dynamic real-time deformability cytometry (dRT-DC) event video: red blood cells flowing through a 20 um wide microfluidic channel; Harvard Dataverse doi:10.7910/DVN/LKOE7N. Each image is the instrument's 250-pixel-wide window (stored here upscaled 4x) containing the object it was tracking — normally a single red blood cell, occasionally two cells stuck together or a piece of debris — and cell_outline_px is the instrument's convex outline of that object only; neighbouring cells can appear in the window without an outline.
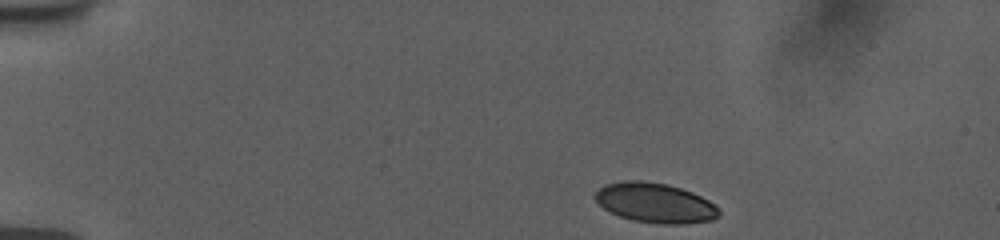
{"species": "human", "species_latin": "Homo sapiens", "temperature_condition": "room temperature", "stored_images_in_passage": 47, "camera_frame_rate_fps": 3000, "um_per_image_px": 0.085, "donor": {"sex": "female"}, "frame": {"image": 1, "passage_image": 1, "time_ms": 0.0, "image_size_px": [1000, 240], "cell_outline_px": [[720, 216], [712, 220], [684, 224], [656, 224], [632, 220], [620, 216], [604, 208], [592, 196], [604, 184], [624, 180], [640, 180], [668, 184], [692, 192], [716, 204], [720, 208]], "centroid_in_image_um": [55.71, 17.24], "position_along_channel_um": 29.3, "area_um2": 28.96}}
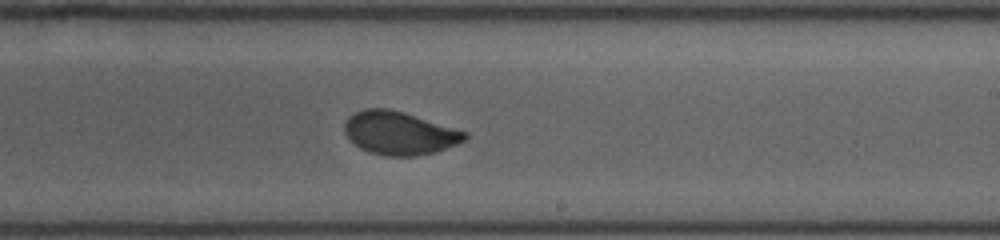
{"frame": {"image": 2, "passage_image": 26, "time_ms": 8.333, "image_size_px": [1000, 240], "cell_outline_px": [[468, 136], [464, 140], [456, 144], [436, 152], [416, 156], [384, 156], [368, 152], [360, 148], [348, 140], [344, 132], [344, 124], [348, 116], [364, 108], [388, 108], [404, 112], [468, 132]], "centroid_in_image_um": [33.91, 11.31], "position_along_channel_um": 255.1, "area_um2": 30.52}}
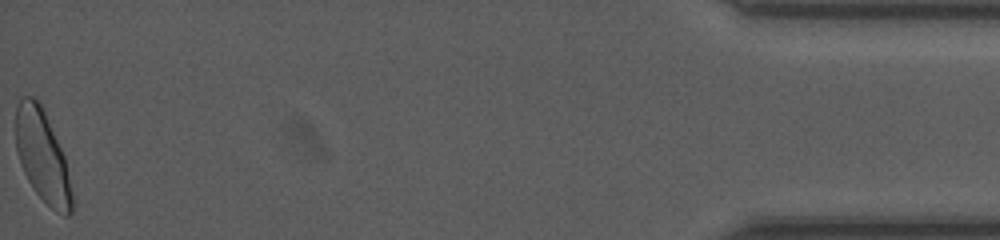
{"frame": {"image": 3, "passage_image": 47, "time_ms": 15.333, "image_size_px": [1000, 240], "cell_outline_px": [[72, 212], [68, 216], [64, 216], [56, 212], [36, 192], [28, 180], [20, 164], [16, 152], [16, 108], [20, 96], [32, 96], [40, 100], [64, 156], [72, 192]], "centroid_in_image_um": [3.59, 13.23], "position_along_channel_um": 431.6, "area_um2": 30.06}, "authors_computed_cell_mechanics": {"area_um2": 30.2294, "velocity_mm_per_s": 3.7467, "shape_relaxation_time_tau1_ms": 3.949, "shape_relaxation_time_tau2_ms": null, "deformation_change_tau1": 0.1388, "deformation_change_tau2": null}}